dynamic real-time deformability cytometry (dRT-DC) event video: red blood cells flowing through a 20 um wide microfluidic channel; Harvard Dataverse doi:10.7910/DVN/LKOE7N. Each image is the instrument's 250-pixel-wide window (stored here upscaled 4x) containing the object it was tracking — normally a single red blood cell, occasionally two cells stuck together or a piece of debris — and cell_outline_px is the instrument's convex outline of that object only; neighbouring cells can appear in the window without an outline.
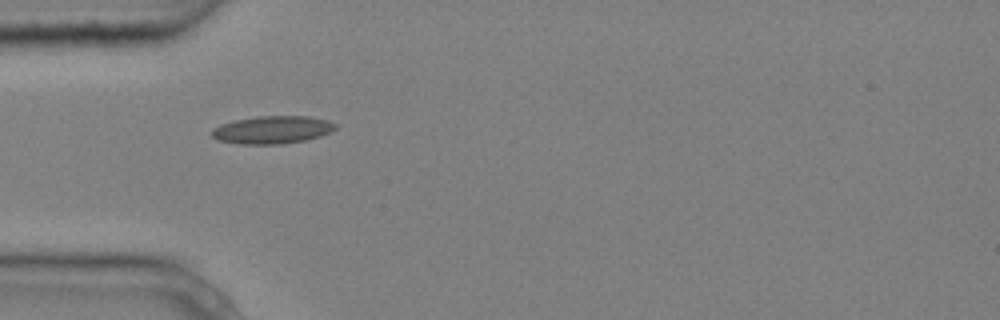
{"species": "common noctule bat (a hibernating species)", "species_latin": "Nyctalus noctula", "temperature_condition": "cold", "stored_images_in_passage": 1, "camera_frame_rate_fps": 3000, "um_per_image_px": 0.085, "animal": {"sex": "male", "body_mass_g": 20.4}, "frame": {"image": 1, "passage_image": 1, "time_ms": 0.0, "image_size_px": [1000, 320], "cell_outline_px": [[336, 128], [320, 136], [304, 140], [280, 144], [240, 144], [216, 140], [212, 136], [212, 128], [220, 124], [236, 120], [260, 116], [308, 116], [328, 120], [336, 124]], "centroid_in_image_um": [23.12, 11.03], "position_along_channel_um": 61.9, "area_um2": 19.88}}